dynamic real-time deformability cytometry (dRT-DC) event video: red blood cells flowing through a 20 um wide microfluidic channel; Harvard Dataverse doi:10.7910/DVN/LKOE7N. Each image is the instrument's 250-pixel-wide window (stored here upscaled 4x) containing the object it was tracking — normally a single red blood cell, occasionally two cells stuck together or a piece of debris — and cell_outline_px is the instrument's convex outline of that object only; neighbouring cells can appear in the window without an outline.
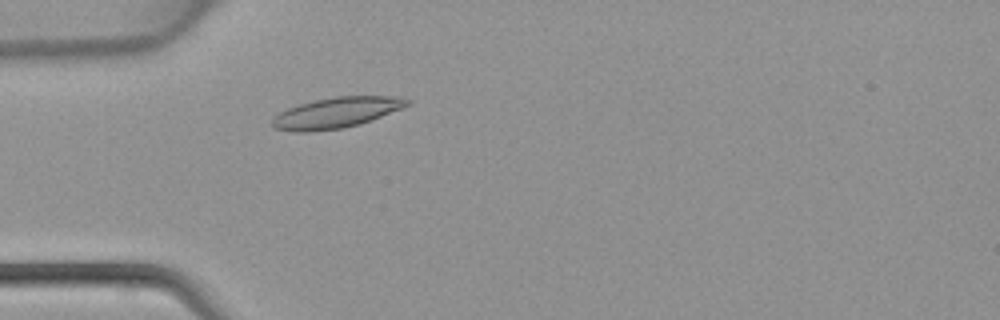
{"species": "common noctule bat (a hibernating species)", "species_latin": "Nyctalus noctula", "temperature_condition": "warm", "stored_images_in_passage": 41, "camera_frame_rate_fps": 3000, "um_per_image_px": 0.085, "animal": {"sex": "female", "body_mass_g": 22.7, "forearm_length_mm": 54.2}, "frame": {"image": 1, "passage_image": 9, "time_ms": 2.667, "image_size_px": [1000, 320], "cell_outline_px": [[412, 104], [404, 108], [372, 120], [360, 124], [344, 128], [308, 132], [296, 132], [272, 128], [272, 120], [280, 112], [288, 108], [300, 104], [316, 100], [336, 96], [400, 96], [412, 100]], "centroid_in_image_um": [28.66, 9.58], "position_along_channel_um": 56.3, "area_um2": 24.33}}
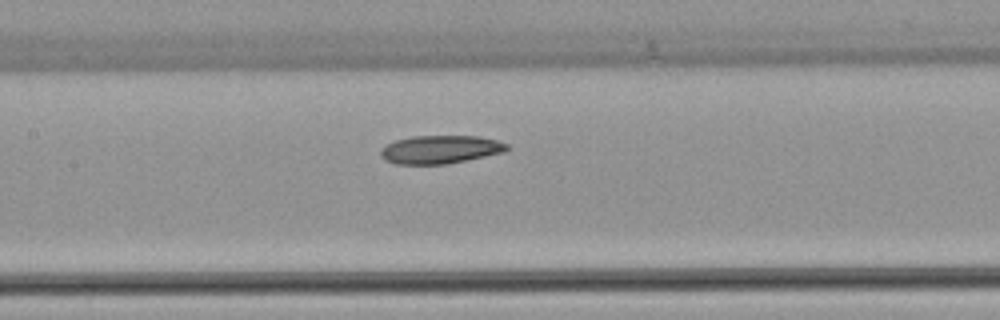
{"frame": {"image": 2, "passage_image": 17, "time_ms": 5.333, "image_size_px": [1000, 320], "cell_outline_px": [[508, 148], [504, 152], [444, 164], [396, 164], [384, 160], [380, 156], [380, 148], [396, 140], [412, 136], [480, 136], [496, 140], [508, 144]], "centroid_in_image_um": [37.38, 12.7], "position_along_channel_um": 170.0, "area_um2": 20.63}}
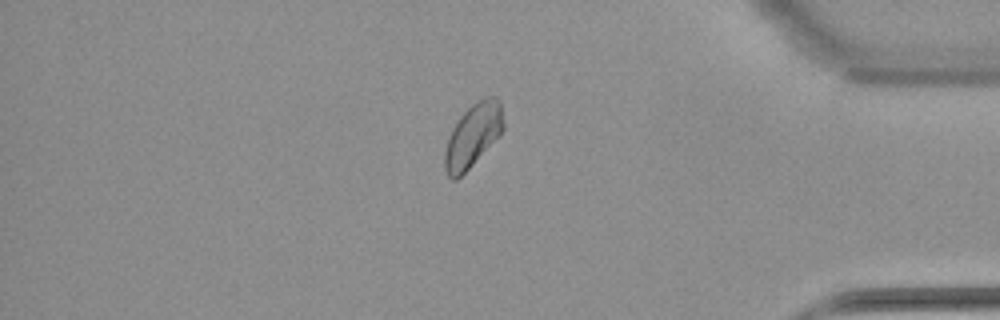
{"frame": {"image": 3, "passage_image": 34, "time_ms": 11.0, "image_size_px": [1000, 320], "cell_outline_px": [[504, 128], [500, 136], [456, 180], [452, 180], [448, 176], [444, 168], [444, 152], [452, 128], [460, 116], [476, 100], [484, 96], [496, 96], [500, 100], [504, 124]], "centroid_in_image_um": [40.21, 11.48], "position_along_channel_um": 395.0, "area_um2": 21.68}}